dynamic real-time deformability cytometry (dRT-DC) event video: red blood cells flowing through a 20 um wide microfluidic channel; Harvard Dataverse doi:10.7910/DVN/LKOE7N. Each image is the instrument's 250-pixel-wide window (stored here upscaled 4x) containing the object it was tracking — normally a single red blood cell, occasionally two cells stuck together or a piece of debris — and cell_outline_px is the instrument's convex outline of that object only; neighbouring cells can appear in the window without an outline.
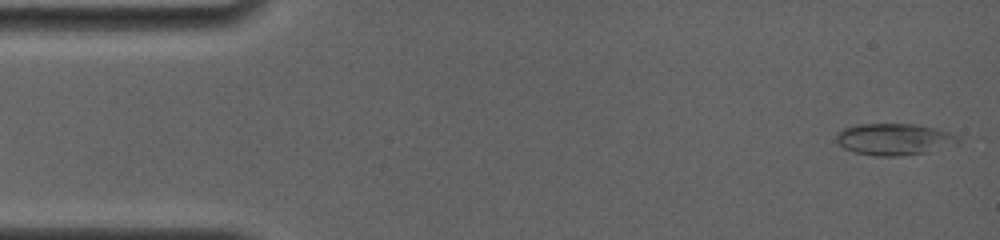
{"species": "common noctule bat (a hibernating species)", "species_latin": "Nyctalus noctula", "temperature_condition": "room temperature", "stored_images_in_passage": 18, "camera_frame_rate_fps": 4000, "um_per_image_px": 0.085, "animal": {"sex": "female", "body_mass_g": 19.0, "forearm_length_mm": 56.7}, "frame": {"image": 1, "passage_image": 1, "time_ms": 0.0, "image_size_px": [1000, 240], "cell_outline_px": [[960, 140], [956, 144], [928, 152], [900, 156], [876, 156], [852, 152], [844, 148], [836, 140], [836, 132], [844, 128], [860, 124], [912, 124], [936, 128], [960, 136]], "centroid_in_image_um": [76.0, 11.84], "position_along_channel_um": 9.0, "area_um2": 22.54}}
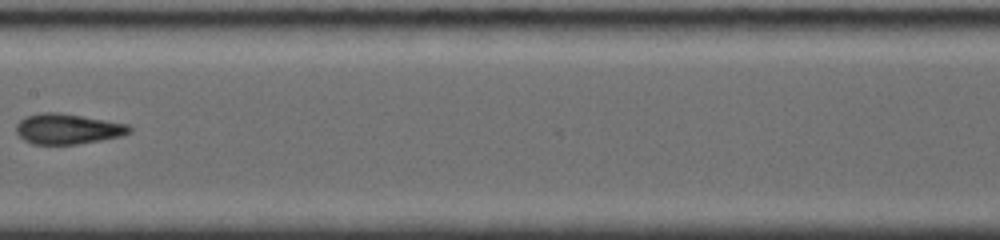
{"frame": {"image": 2, "passage_image": 9, "time_ms": 8.0, "image_size_px": [1000, 240], "cell_outline_px": [[132, 132], [120, 136], [100, 140], [76, 144], [32, 144], [24, 140], [16, 132], [16, 124], [20, 120], [28, 116], [40, 112], [56, 112], [128, 124], [132, 128]], "centroid_in_image_um": [5.74, 10.96], "position_along_channel_um": 201.7, "area_um2": 19.83}}
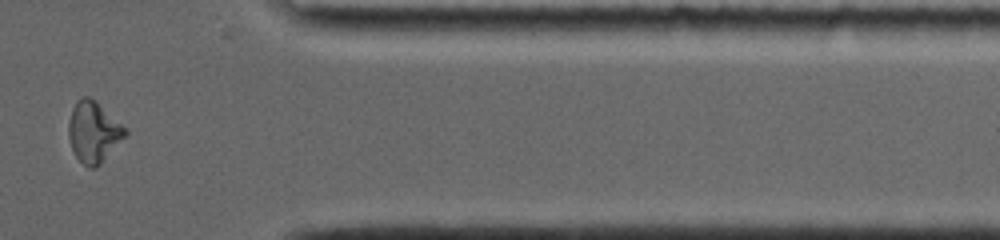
{"frame": {"image": 3, "passage_image": 16, "time_ms": 13.5, "image_size_px": [1000, 240], "cell_outline_px": [[128, 132], [100, 164], [96, 168], [88, 168], [76, 156], [72, 148], [68, 136], [68, 124], [72, 108], [76, 100], [84, 96], [88, 96], [128, 128]], "centroid_in_image_um": [7.94, 11.21], "position_along_channel_um": 403.5, "area_um2": 19.83}}